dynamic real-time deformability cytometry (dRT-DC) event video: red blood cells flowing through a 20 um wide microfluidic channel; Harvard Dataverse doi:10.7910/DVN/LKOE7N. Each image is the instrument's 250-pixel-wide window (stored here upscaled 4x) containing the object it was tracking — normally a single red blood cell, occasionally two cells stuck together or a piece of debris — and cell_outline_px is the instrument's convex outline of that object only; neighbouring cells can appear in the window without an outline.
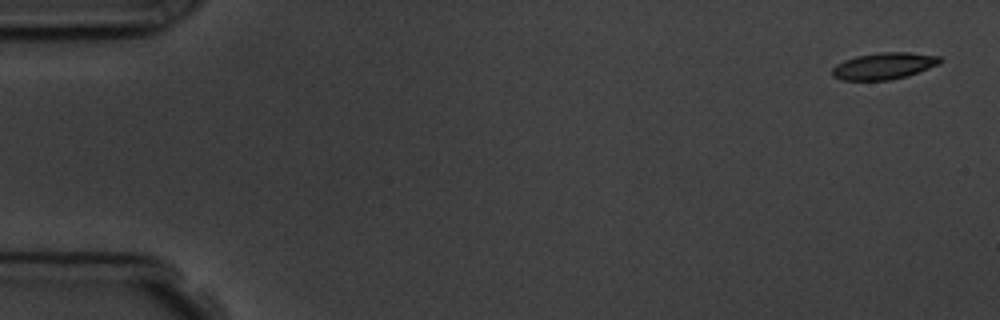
{"species": "common noctule bat (a hibernating species)", "species_latin": "Nyctalus noctula", "temperature_condition": "room temperature", "stored_images_in_passage": 6, "camera_frame_rate_fps": 3000, "um_per_image_px": 0.085, "animal": {"sex": "male", "body_mass_g": 19.5, "forearm_length_mm": 54.6}, "frame": {"image": 1, "passage_image": 1, "time_ms": 0.0, "image_size_px": [1000, 320], "cell_outline_px": [[944, 60], [940, 64], [908, 76], [888, 80], [840, 80], [832, 76], [832, 68], [836, 64], [844, 60], [856, 56], [880, 52], [908, 52], [940, 56]], "centroid_in_image_um": [75.15, 5.6], "position_along_channel_um": 9.9, "area_um2": 16.94}}
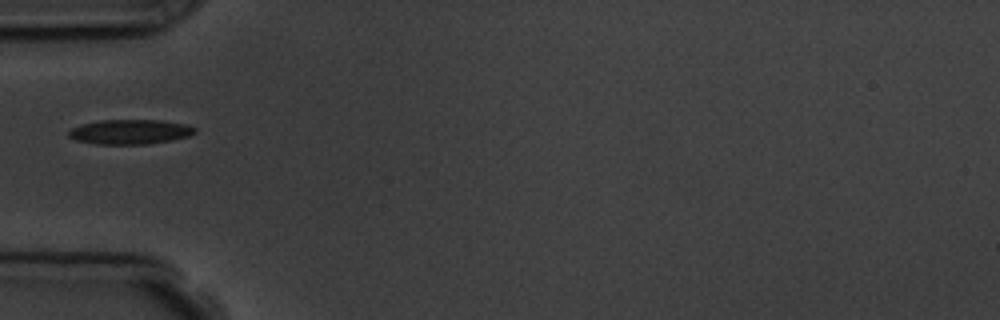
{"frame": {"image": 2, "passage_image": 5, "time_ms": 5.333, "image_size_px": [1000, 320], "cell_outline_px": [[196, 132], [188, 136], [172, 140], [148, 144], [96, 144], [76, 140], [68, 136], [68, 132], [72, 128], [84, 124], [100, 120], [164, 120], [184, 124], [196, 128]], "centroid_in_image_um": [11.07, 11.2], "position_along_channel_um": 73.9, "area_um2": 18.09}}